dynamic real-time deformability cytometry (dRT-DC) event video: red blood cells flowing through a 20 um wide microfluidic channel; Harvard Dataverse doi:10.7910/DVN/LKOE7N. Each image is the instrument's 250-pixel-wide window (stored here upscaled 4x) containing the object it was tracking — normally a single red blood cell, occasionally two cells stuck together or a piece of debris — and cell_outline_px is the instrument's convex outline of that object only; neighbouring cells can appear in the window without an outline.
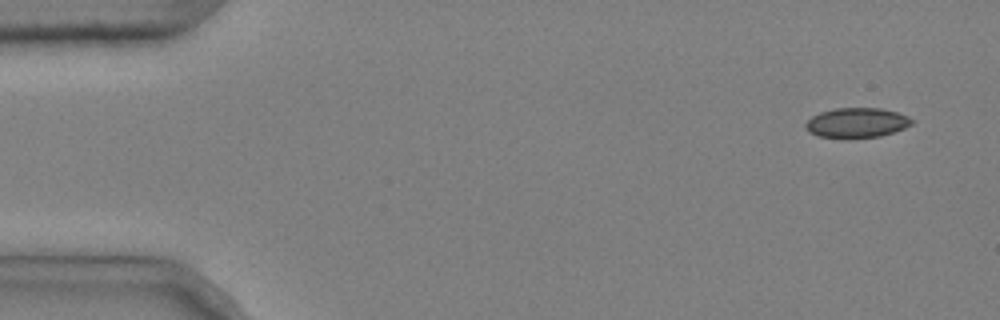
{"species": "common noctule bat (a hibernating species)", "species_latin": "Nyctalus noctula", "temperature_condition": "cold", "stored_images_in_passage": 8, "camera_frame_rate_fps": 3000, "um_per_image_px": 0.085, "animal": {"sex": "male", "body_mass_g": 20.4}, "frame": {"image": 1, "passage_image": 1, "time_ms": 0.0, "image_size_px": [1000, 320], "cell_outline_px": [[912, 124], [904, 128], [880, 136], [820, 136], [808, 132], [804, 124], [812, 116], [820, 112], [836, 108], [880, 108], [896, 112], [908, 116], [912, 120]], "centroid_in_image_um": [72.82, 10.4], "position_along_channel_um": 12.2, "area_um2": 17.86}}
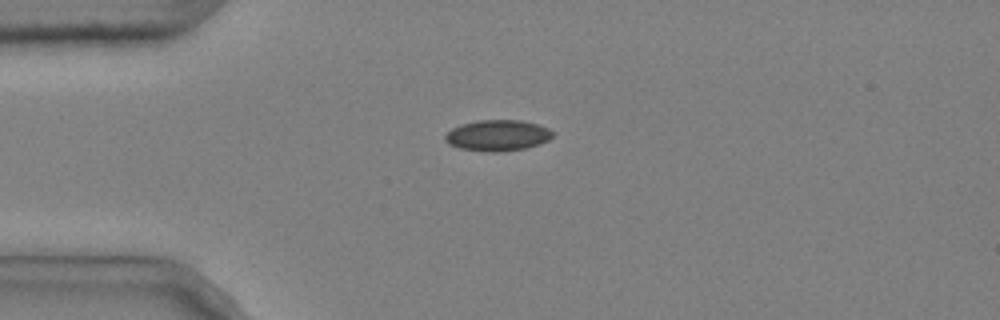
{"frame": {"image": 2, "passage_image": 4, "time_ms": 1.0, "image_size_px": [1000, 320], "cell_outline_px": [[556, 132], [548, 140], [540, 144], [524, 148], [500, 152], [488, 152], [460, 148], [448, 144], [444, 140], [444, 136], [452, 128], [460, 124], [476, 120], [520, 120], [536, 124], [548, 128]], "centroid_in_image_um": [42.28, 11.51], "position_along_channel_um": 42.7, "area_um2": 19.54}}
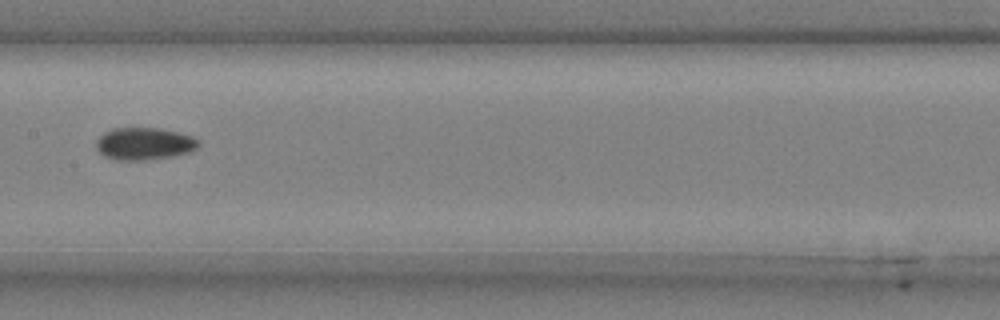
{"frame": {"image": 3, "passage_image": 8, "time_ms": 2.333, "image_size_px": [1000, 320], "cell_outline_px": [[200, 144], [196, 148], [188, 152], [176, 156], [148, 160], [116, 160], [104, 156], [96, 148], [96, 140], [104, 132], [112, 128], [160, 128], [192, 136], [200, 140]], "centroid_in_image_um": [12.26, 12.22], "position_along_channel_um": 195.1, "area_um2": 19.42}}